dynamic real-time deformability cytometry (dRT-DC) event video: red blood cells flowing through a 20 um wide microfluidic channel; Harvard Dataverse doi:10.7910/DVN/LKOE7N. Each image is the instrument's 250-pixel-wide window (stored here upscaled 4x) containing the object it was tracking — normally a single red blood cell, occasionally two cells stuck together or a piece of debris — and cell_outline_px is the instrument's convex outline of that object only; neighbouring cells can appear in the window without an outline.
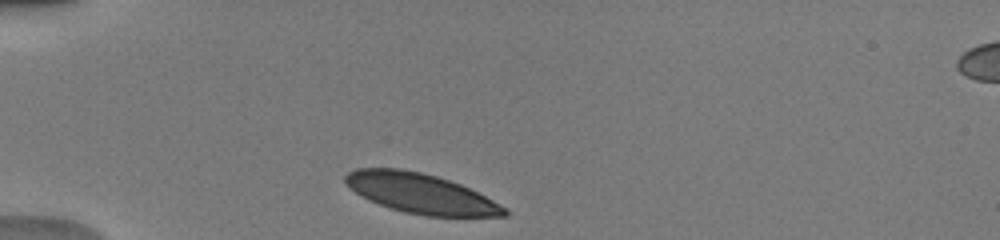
{"species": "human", "species_latin": "Homo sapiens", "temperature_condition": "warm", "stored_images_in_passage": 33, "camera_frame_rate_fps": 3000, "um_per_image_px": 0.085, "donor": {"sex": "male"}, "frame": {"image": 1, "passage_image": 1, "time_ms": 0.0, "image_size_px": [1000, 240], "cell_outline_px": [[508, 216], [424, 216], [404, 212], [368, 200], [360, 196], [344, 180], [344, 176], [348, 172], [356, 168], [400, 168], [420, 172], [436, 176], [460, 184], [508, 208]], "centroid_in_image_um": [35.75, 16.44], "position_along_channel_um": 49.2, "area_um2": 36.65}}
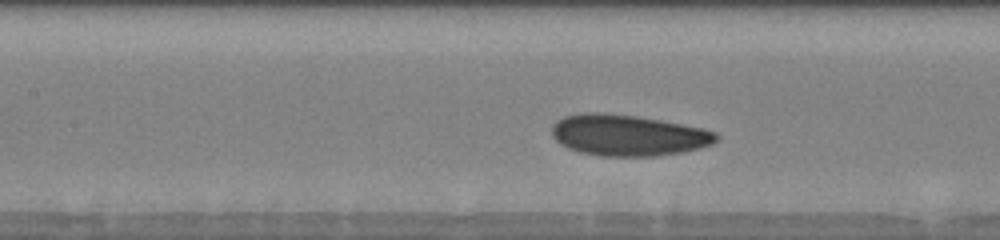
{"frame": {"image": 2, "passage_image": 11, "time_ms": 3.333, "image_size_px": [1000, 240], "cell_outline_px": [[720, 136], [712, 144], [700, 148], [684, 152], [656, 156], [600, 156], [580, 152], [568, 148], [560, 144], [552, 136], [552, 124], [556, 120], [564, 116], [584, 112], [600, 112], [636, 116], [660, 120], [704, 128], [716, 132]], "centroid_in_image_um": [53.38, 11.49], "position_along_channel_um": 154.0, "area_um2": 39.71}}
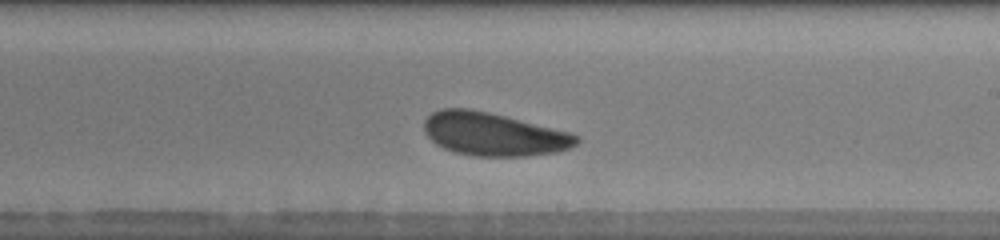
{"frame": {"image": 3, "passage_image": 18, "time_ms": 5.667, "image_size_px": [1000, 240], "cell_outline_px": [[580, 140], [576, 144], [560, 152], [524, 156], [472, 156], [452, 152], [436, 144], [424, 132], [424, 120], [432, 112], [440, 108], [472, 108], [572, 132], [580, 136]], "centroid_in_image_um": [41.96, 11.4], "position_along_channel_um": 247.0, "area_um2": 38.73}, "authors_computed_cell_mechanics": {"area_um2": 38.7838, "velocity_mm_per_s": 3.9962, "shape_relaxation_time_tau1_ms": 2.5466, "shape_relaxation_time_tau2_ms": null, "deformation_change_tau1": 0.1007, "deformation_change_tau2": null}}